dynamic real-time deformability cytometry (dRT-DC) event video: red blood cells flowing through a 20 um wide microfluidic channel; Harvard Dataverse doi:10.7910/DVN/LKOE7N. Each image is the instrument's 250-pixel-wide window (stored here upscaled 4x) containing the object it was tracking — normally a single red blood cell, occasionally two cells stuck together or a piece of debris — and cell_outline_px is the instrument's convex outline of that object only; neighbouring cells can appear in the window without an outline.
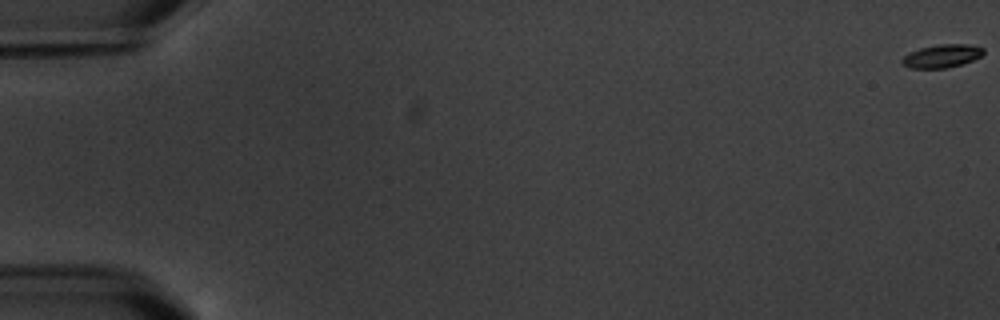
{"species": "common noctule bat (a hibernating species)", "species_latin": "Nyctalus noctula", "temperature_condition": "warm", "stored_images_in_passage": 13, "camera_frame_rate_fps": 3000, "um_per_image_px": 0.085, "animal": {"sex": "male", "body_mass_g": 20.1, "forearm_length_mm": 53.5}, "frame": {"image": 1, "passage_image": 1, "time_ms": 0.0, "image_size_px": [1000, 320], "cell_outline_px": [[984, 52], [980, 56], [972, 60], [948, 68], [908, 68], [900, 60], [908, 52], [920, 48], [940, 44], [968, 44], [984, 48]], "centroid_in_image_um": [80.03, 4.76], "position_along_channel_um": 5.0, "area_um2": 10.92}}
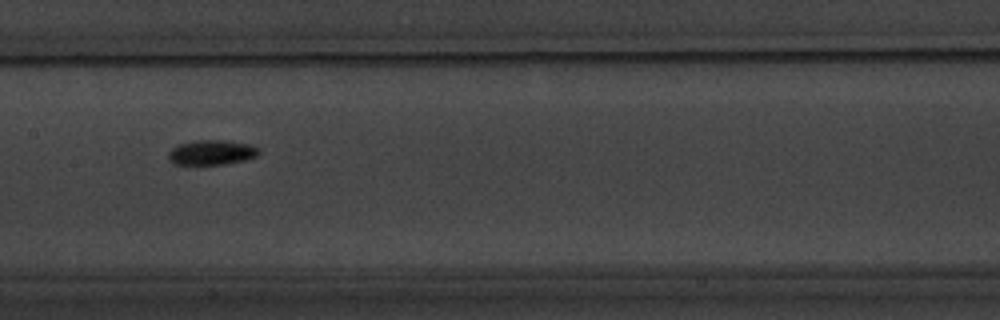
{"frame": {"image": 2, "passage_image": 10, "time_ms": 10.333, "image_size_px": [1000, 320], "cell_outline_px": [[260, 152], [256, 156], [244, 160], [224, 164], [172, 164], [168, 160], [168, 152], [172, 148], [180, 144], [196, 140], [228, 140], [252, 144], [260, 148]], "centroid_in_image_um": [18.01, 12.95], "position_along_channel_um": 189.4, "area_um2": 13.24}}
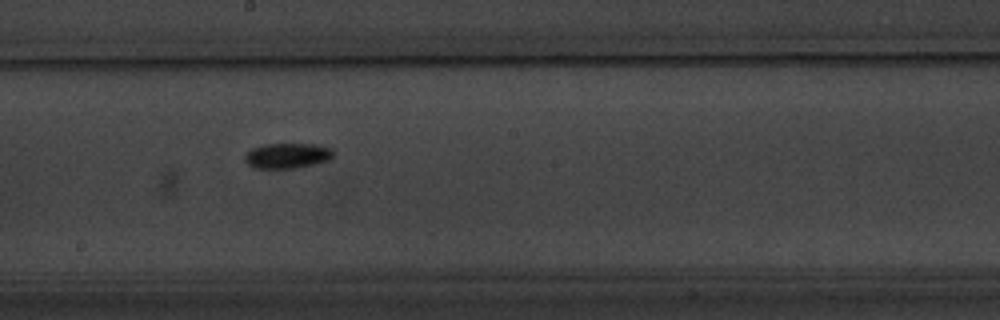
{"frame": {"image": 3, "passage_image": 11, "time_ms": 11.333, "image_size_px": [1000, 320], "cell_outline_px": [[332, 156], [328, 160], [296, 168], [252, 168], [244, 160], [244, 156], [252, 148], [264, 144], [316, 144], [332, 148]], "centroid_in_image_um": [24.39, 13.23], "position_along_channel_um": 223.8, "area_um2": 12.95}}